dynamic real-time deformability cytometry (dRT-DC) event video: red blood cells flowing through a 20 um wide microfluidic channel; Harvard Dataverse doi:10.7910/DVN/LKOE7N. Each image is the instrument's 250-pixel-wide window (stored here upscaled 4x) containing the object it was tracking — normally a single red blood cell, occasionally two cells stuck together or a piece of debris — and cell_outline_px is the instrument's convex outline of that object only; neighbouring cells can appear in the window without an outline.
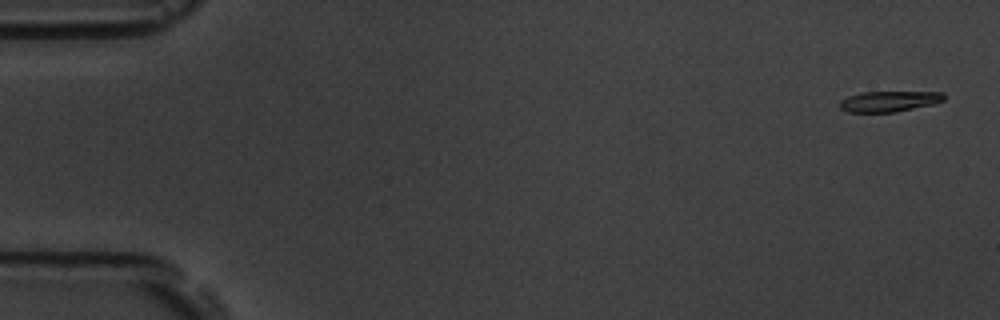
{"species": "common noctule bat (a hibernating species)", "species_latin": "Nyctalus noctula", "temperature_condition": "room temperature", "stored_images_in_passage": 6, "camera_frame_rate_fps": 3000, "um_per_image_px": 0.085, "animal": {"sex": "male", "body_mass_g": 19.5, "forearm_length_mm": 54.6}, "frame": {"image": 1, "passage_image": 1, "time_ms": 0.0, "image_size_px": [1000, 320], "cell_outline_px": [[944, 100], [932, 104], [896, 112], [848, 112], [840, 108], [840, 100], [848, 96], [860, 92], [944, 92]], "centroid_in_image_um": [75.55, 8.61], "position_along_channel_um": 9.5, "area_um2": 12.48}}
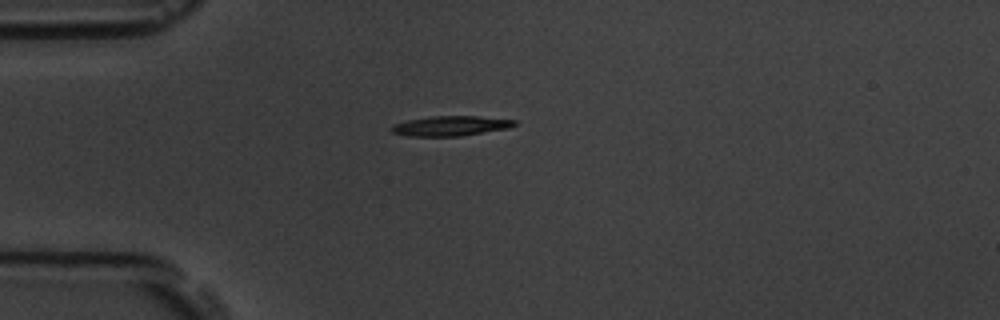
{"frame": {"image": 2, "passage_image": 4, "time_ms": 4.333, "image_size_px": [1000, 320], "cell_outline_px": [[516, 124], [508, 128], [460, 136], [408, 136], [392, 132], [392, 124], [408, 120], [432, 116], [476, 116], [516, 120]], "centroid_in_image_um": [38.29, 10.7], "position_along_channel_um": 46.7, "area_um2": 14.1}}
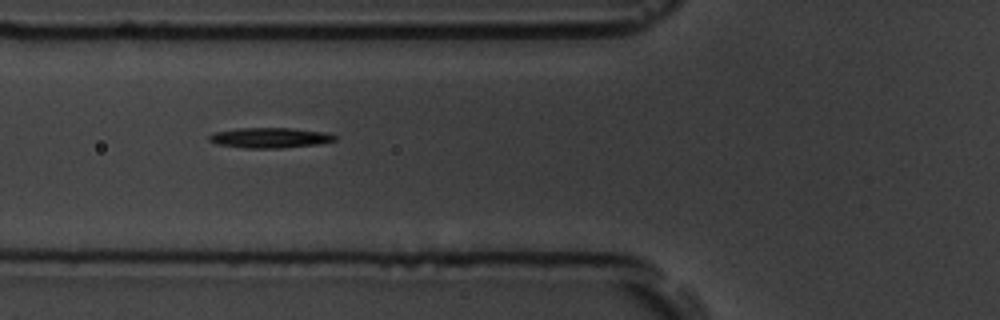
{"frame": {"image": 3, "passage_image": 6, "time_ms": 6.333, "image_size_px": [1000, 320], "cell_outline_px": [[336, 140], [316, 144], [280, 148], [244, 148], [216, 144], [208, 140], [208, 136], [212, 132], [236, 128], [292, 128], [324, 132], [336, 136]], "centroid_in_image_um": [22.86, 11.7], "position_along_channel_um": 102.9, "area_um2": 14.85}}